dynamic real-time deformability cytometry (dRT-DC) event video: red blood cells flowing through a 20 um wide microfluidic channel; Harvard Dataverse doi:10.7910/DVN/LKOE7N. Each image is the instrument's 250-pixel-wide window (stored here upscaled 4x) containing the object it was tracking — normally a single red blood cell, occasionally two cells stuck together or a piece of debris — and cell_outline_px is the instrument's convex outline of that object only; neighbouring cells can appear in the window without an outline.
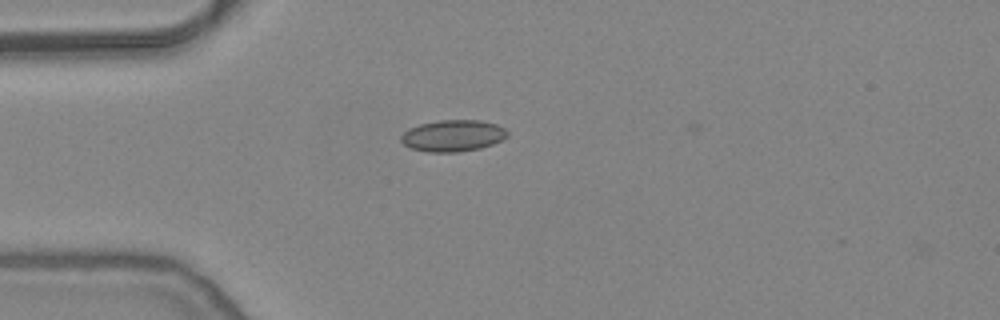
{"species": "common noctule bat (a hibernating species)", "species_latin": "Nyctalus noctula", "temperature_condition": "warm", "stored_images_in_passage": 40, "camera_frame_rate_fps": 3000, "um_per_image_px": 0.085, "animal": {"sex": "female", "body_mass_g": 24.6, "forearm_length_mm": 56.2}, "frame": {"image": 1, "passage_image": 1, "time_ms": 0.0, "image_size_px": [1000, 320], "cell_outline_px": [[508, 136], [492, 144], [480, 148], [456, 152], [428, 152], [412, 148], [404, 144], [400, 140], [400, 136], [408, 128], [420, 124], [440, 120], [480, 120], [496, 124], [504, 128], [508, 132]], "centroid_in_image_um": [38.48, 11.53], "position_along_channel_um": 46.5, "area_um2": 19.48}}
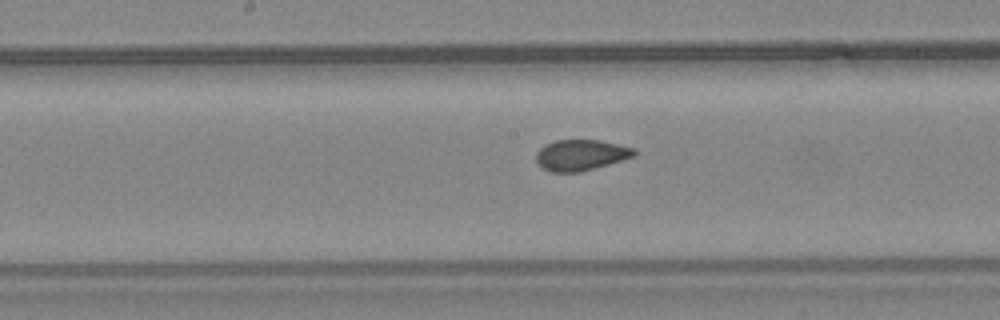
{"frame": {"image": 2, "passage_image": 14, "time_ms": 4.333, "image_size_px": [1000, 320], "cell_outline_px": [[636, 156], [580, 172], [548, 172], [536, 164], [536, 152], [544, 144], [556, 140], [600, 140], [636, 148]], "centroid_in_image_um": [49.35, 13.18], "position_along_channel_um": 198.9, "area_um2": 17.86}}
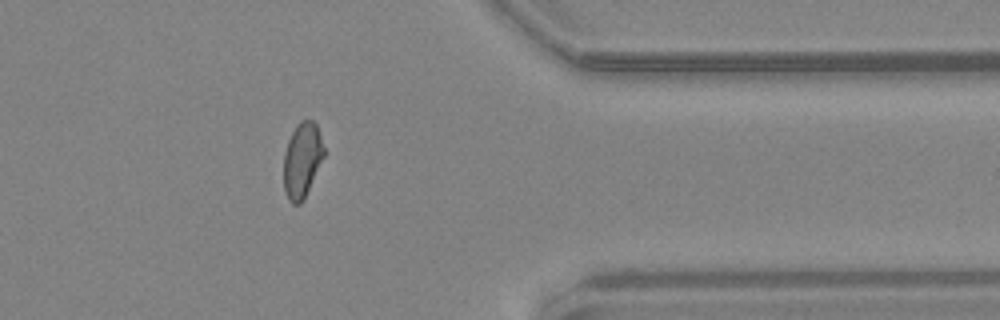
{"frame": {"image": 3, "passage_image": 30, "time_ms": 9.667, "image_size_px": [1000, 320], "cell_outline_px": [[324, 156], [304, 200], [300, 204], [292, 204], [288, 200], [284, 192], [284, 152], [288, 140], [296, 124], [300, 120], [312, 120], [316, 124], [324, 148]], "centroid_in_image_um": [25.67, 13.63], "position_along_channel_um": 385.7, "area_um2": 17.69}, "authors_computed_cell_mechanics": {"area_um2": 18.0336, "velocity_mm_per_s": 3.834, "shape_relaxation_time_tau1_ms": null, "shape_relaxation_time_tau2_ms": 0.9602, "deformation_change_tau1": null, "deformation_change_tau2": 0.0516}}